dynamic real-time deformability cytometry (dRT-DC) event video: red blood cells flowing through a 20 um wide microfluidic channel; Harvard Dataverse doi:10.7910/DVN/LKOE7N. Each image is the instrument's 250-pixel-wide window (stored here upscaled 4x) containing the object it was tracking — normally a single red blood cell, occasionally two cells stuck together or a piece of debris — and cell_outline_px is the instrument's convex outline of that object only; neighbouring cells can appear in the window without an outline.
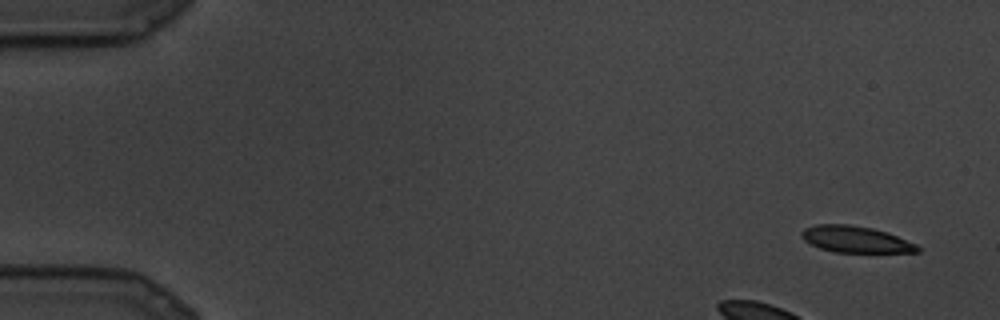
{"species": "common noctule bat (a hibernating species)", "species_latin": "Nyctalus noctula", "temperature_condition": "cold", "stored_images_in_passage": 26, "camera_frame_rate_fps": 3000, "um_per_image_px": 0.085, "animal": {"sex": "male", "body_mass_g": 19.5, "forearm_length_mm": 54.6}, "frame": {"image": 1, "passage_image": 1, "time_ms": 0.0, "image_size_px": [1000, 320], "cell_outline_px": [[920, 252], [836, 252], [820, 248], [804, 240], [800, 236], [800, 232], [804, 228], [816, 224], [848, 224], [872, 228], [888, 232], [916, 244], [920, 248]], "centroid_in_image_um": [72.71, 20.33], "position_along_channel_um": 12.3, "area_um2": 17.86}}
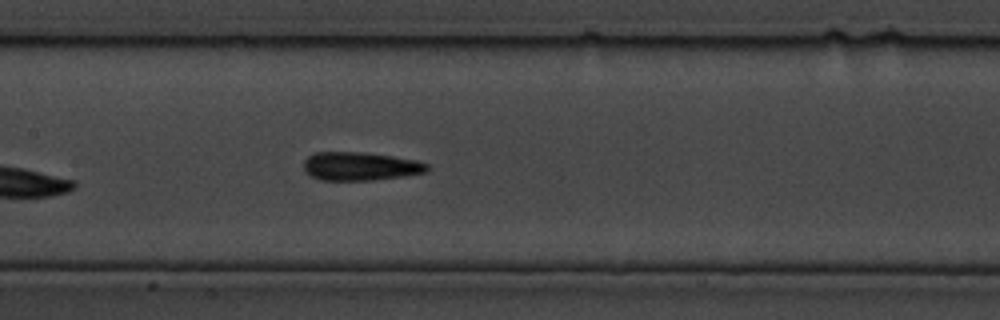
{"frame": {"image": 2, "passage_image": 12, "time_ms": 3.667, "image_size_px": [1000, 320], "cell_outline_px": [[428, 168], [424, 172], [400, 176], [372, 180], [320, 180], [304, 172], [304, 160], [308, 156], [316, 152], [364, 152], [392, 156], [416, 160], [428, 164]], "centroid_in_image_um": [30.56, 14.12], "position_along_channel_um": 176.8, "area_um2": 20.29}}